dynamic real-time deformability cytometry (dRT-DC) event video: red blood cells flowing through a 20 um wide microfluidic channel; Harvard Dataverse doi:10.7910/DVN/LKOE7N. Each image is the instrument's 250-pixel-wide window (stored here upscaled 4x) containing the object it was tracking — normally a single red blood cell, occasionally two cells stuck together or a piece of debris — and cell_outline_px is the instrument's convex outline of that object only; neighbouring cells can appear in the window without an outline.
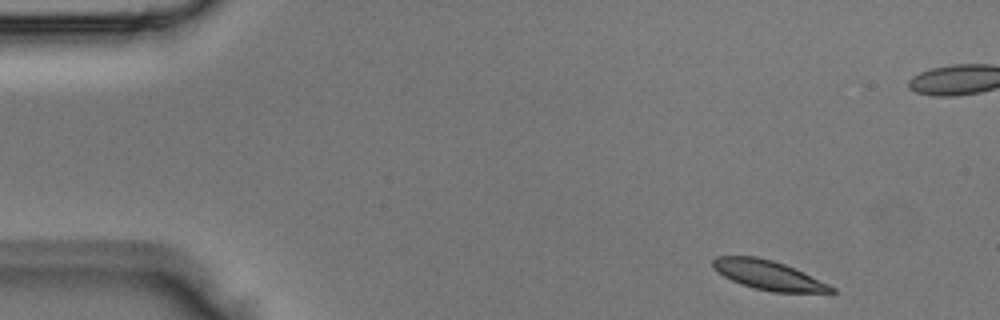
{"species": "Egyptian fruit bat (a non-hibernating species)", "species_latin": "Rousettus aegyptiacus", "temperature_condition": "room temperature", "stored_images_in_passage": 4, "camera_frame_rate_fps": 3000, "um_per_image_px": 0.085, "animal": {"sex": "male"}, "frame": {"image": 1, "passage_image": 1, "time_ms": 0.0, "image_size_px": [1000, 320], "cell_outline_px": [[836, 292], [832, 296], [772, 292], [752, 288], [740, 284], [716, 272], [712, 268], [712, 260], [716, 256], [756, 256], [772, 260], [784, 264], [804, 272], [836, 288]], "centroid_in_image_um": [65.43, 23.45], "position_along_channel_um": 19.6, "area_um2": 21.21}}